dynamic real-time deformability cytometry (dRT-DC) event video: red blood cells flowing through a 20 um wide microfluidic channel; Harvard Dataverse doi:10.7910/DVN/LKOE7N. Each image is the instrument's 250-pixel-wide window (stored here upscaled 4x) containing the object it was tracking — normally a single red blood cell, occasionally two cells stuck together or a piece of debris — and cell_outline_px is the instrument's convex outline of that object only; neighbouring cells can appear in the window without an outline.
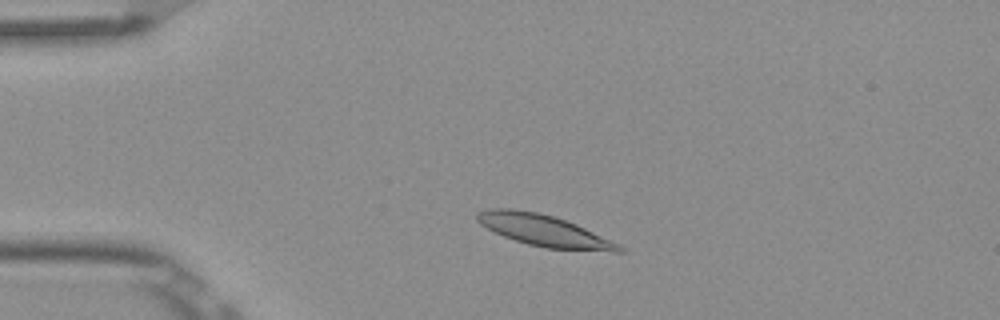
{"species": "Egyptian fruit bat (a non-hibernating species)", "species_latin": "Rousettus aegyptiacus", "temperature_condition": "room temperature", "stored_images_in_passage": 4, "camera_frame_rate_fps": 3000, "um_per_image_px": 0.085, "frame": {"image": 1, "passage_image": 3, "time_ms": 0.667, "image_size_px": [1000, 320], "cell_outline_px": [[624, 252], [612, 252], [544, 248], [528, 244], [504, 236], [480, 224], [476, 220], [476, 212], [488, 208], [512, 208], [536, 212], [552, 216], [576, 224], [620, 244], [624, 248]], "centroid_in_image_um": [46.25, 19.6], "position_along_channel_um": 38.7, "area_um2": 25.95}}